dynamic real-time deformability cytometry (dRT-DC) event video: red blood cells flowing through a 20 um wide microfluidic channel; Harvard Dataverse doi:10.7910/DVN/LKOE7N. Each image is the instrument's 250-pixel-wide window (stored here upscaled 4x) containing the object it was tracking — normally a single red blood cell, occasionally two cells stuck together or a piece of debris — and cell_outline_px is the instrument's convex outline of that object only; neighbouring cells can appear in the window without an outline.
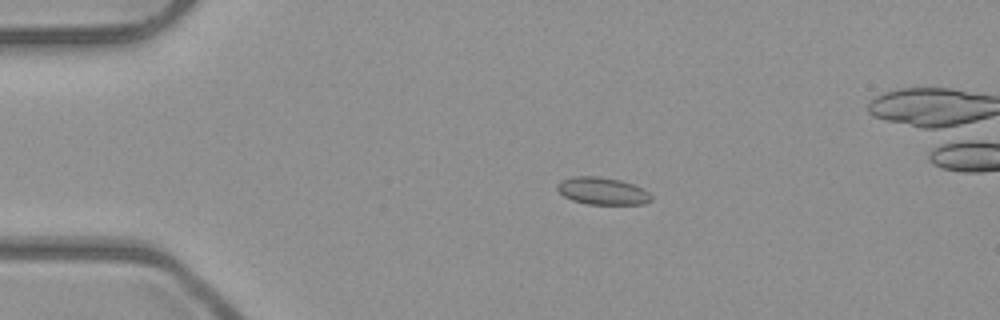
{"species": "common noctule bat (a hibernating species)", "species_latin": "Nyctalus noctula", "temperature_condition": "room temperature", "stored_images_in_passage": 44, "camera_frame_rate_fps": 3000, "um_per_image_px": 0.085, "animal": {"sex": "male", "body_mass_g": 23.1, "forearm_length_mm": 52.7}, "frame": {"image": 1, "passage_image": 2, "time_ms": 0.333, "image_size_px": [1000, 320], "cell_outline_px": [[652, 200], [644, 204], [588, 204], [572, 200], [564, 196], [556, 188], [556, 184], [560, 180], [572, 176], [600, 176], [620, 180], [632, 184], [648, 192], [652, 196]], "centroid_in_image_um": [51.17, 16.23], "position_along_channel_um": 33.8, "area_um2": 14.97}}
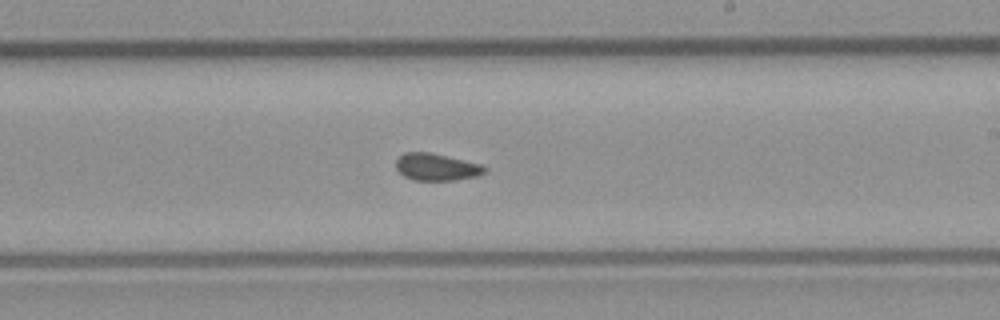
{"frame": {"image": 2, "passage_image": 22, "time_ms": 7.0, "image_size_px": [1000, 320], "cell_outline_px": [[488, 168], [480, 176], [456, 180], [412, 180], [404, 176], [396, 168], [396, 160], [404, 152], [428, 152], [480, 164]], "centroid_in_image_um": [37.1, 14.21], "position_along_channel_um": 251.9, "area_um2": 13.93}}
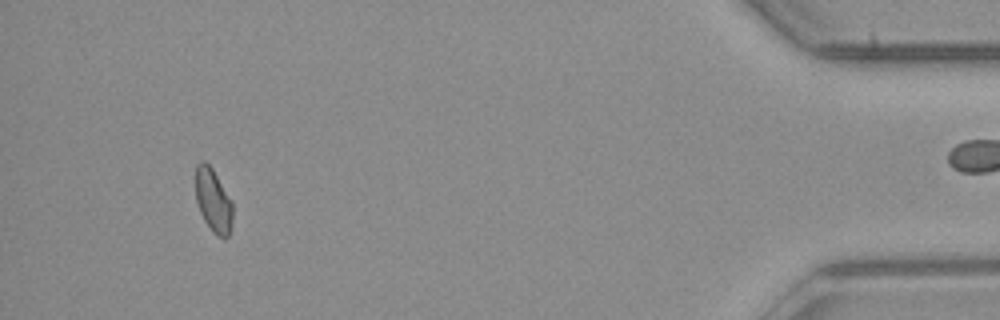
{"frame": {"image": 3, "passage_image": 40, "time_ms": 13.0, "image_size_px": [1000, 320], "cell_outline_px": [[232, 220], [228, 236], [216, 236], [212, 232], [204, 220], [200, 212], [196, 200], [196, 164], [200, 160], [204, 160], [212, 168], [232, 200]], "centroid_in_image_um": [18.11, 17.02], "position_along_channel_um": 417.1, "area_um2": 13.7}, "authors_computed_cell_mechanics": {"area_um2": 14.1899, "velocity_mm_per_s": 3.9756, "shape_relaxation_time_tau1_ms": null, "shape_relaxation_time_tau2_ms": 3.0909, "deformation_change_tau1": null, "deformation_change_tau2": 0.0849}}